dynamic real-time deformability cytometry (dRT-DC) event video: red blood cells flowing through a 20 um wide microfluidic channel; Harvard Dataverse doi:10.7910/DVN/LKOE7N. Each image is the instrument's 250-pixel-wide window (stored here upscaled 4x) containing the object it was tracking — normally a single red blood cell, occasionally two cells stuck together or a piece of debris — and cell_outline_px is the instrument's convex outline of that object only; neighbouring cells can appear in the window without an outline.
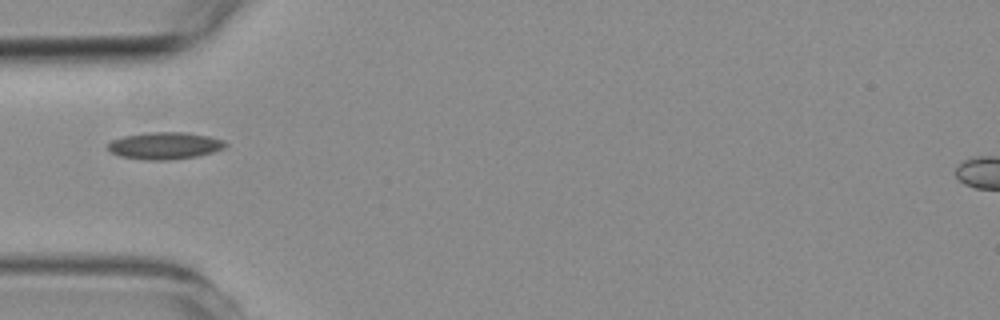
{"species": "common noctule bat (a hibernating species)", "species_latin": "Nyctalus noctula", "temperature_condition": "room temperature", "stored_images_in_passage": 2, "camera_frame_rate_fps": 3000, "um_per_image_px": 0.085, "animal": {"sex": "female", "body_mass_g": 19.3, "forearm_length_mm": 54.1}, "frame": {"image": 1, "passage_image": 2, "time_ms": 2.0, "image_size_px": [1000, 320], "cell_outline_px": [[228, 144], [224, 148], [212, 152], [196, 156], [168, 160], [144, 160], [120, 156], [112, 152], [108, 148], [108, 144], [112, 140], [124, 136], [148, 132], [184, 132], [208, 136], [224, 140]], "centroid_in_image_um": [14.01, 12.38], "position_along_channel_um": 71.0, "area_um2": 18.44}}